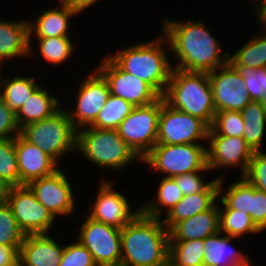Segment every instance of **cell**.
Returning a JSON list of instances; mask_svg holds the SVG:
<instances>
[{"instance_id": "cell-1", "label": "cell", "mask_w": 266, "mask_h": 266, "mask_svg": "<svg viewBox=\"0 0 266 266\" xmlns=\"http://www.w3.org/2000/svg\"><path fill=\"white\" fill-rule=\"evenodd\" d=\"M205 25L202 20L184 23L165 18L162 34L178 61L175 68L209 73L229 62L230 52L221 53L220 40Z\"/></svg>"}, {"instance_id": "cell-2", "label": "cell", "mask_w": 266, "mask_h": 266, "mask_svg": "<svg viewBox=\"0 0 266 266\" xmlns=\"http://www.w3.org/2000/svg\"><path fill=\"white\" fill-rule=\"evenodd\" d=\"M169 261V230L159 218L139 213L121 229L120 266H165Z\"/></svg>"}, {"instance_id": "cell-3", "label": "cell", "mask_w": 266, "mask_h": 266, "mask_svg": "<svg viewBox=\"0 0 266 266\" xmlns=\"http://www.w3.org/2000/svg\"><path fill=\"white\" fill-rule=\"evenodd\" d=\"M160 37L157 40L132 45L119 50L115 55L108 57L123 71L149 84L163 97L172 72V64L167 54L171 53L162 46ZM168 51V53H167Z\"/></svg>"}, {"instance_id": "cell-4", "label": "cell", "mask_w": 266, "mask_h": 266, "mask_svg": "<svg viewBox=\"0 0 266 266\" xmlns=\"http://www.w3.org/2000/svg\"><path fill=\"white\" fill-rule=\"evenodd\" d=\"M163 98L172 108L212 126L216 110L208 73L183 71L173 66Z\"/></svg>"}, {"instance_id": "cell-5", "label": "cell", "mask_w": 266, "mask_h": 266, "mask_svg": "<svg viewBox=\"0 0 266 266\" xmlns=\"http://www.w3.org/2000/svg\"><path fill=\"white\" fill-rule=\"evenodd\" d=\"M76 151L89 162L110 170H120L131 161H142L117 130L84 127L77 130Z\"/></svg>"}, {"instance_id": "cell-6", "label": "cell", "mask_w": 266, "mask_h": 266, "mask_svg": "<svg viewBox=\"0 0 266 266\" xmlns=\"http://www.w3.org/2000/svg\"><path fill=\"white\" fill-rule=\"evenodd\" d=\"M20 134L57 163L63 155L76 150L77 130L64 108L49 118L26 125Z\"/></svg>"}, {"instance_id": "cell-7", "label": "cell", "mask_w": 266, "mask_h": 266, "mask_svg": "<svg viewBox=\"0 0 266 266\" xmlns=\"http://www.w3.org/2000/svg\"><path fill=\"white\" fill-rule=\"evenodd\" d=\"M141 162L164 173L165 177L210 170L207 166V148L199 143L156 144Z\"/></svg>"}, {"instance_id": "cell-8", "label": "cell", "mask_w": 266, "mask_h": 266, "mask_svg": "<svg viewBox=\"0 0 266 266\" xmlns=\"http://www.w3.org/2000/svg\"><path fill=\"white\" fill-rule=\"evenodd\" d=\"M160 111L161 97L151 104L134 106L117 129L119 136L141 160L157 144Z\"/></svg>"}, {"instance_id": "cell-9", "label": "cell", "mask_w": 266, "mask_h": 266, "mask_svg": "<svg viewBox=\"0 0 266 266\" xmlns=\"http://www.w3.org/2000/svg\"><path fill=\"white\" fill-rule=\"evenodd\" d=\"M209 126L201 119L168 105L161 97L157 144H193L208 140Z\"/></svg>"}, {"instance_id": "cell-10", "label": "cell", "mask_w": 266, "mask_h": 266, "mask_svg": "<svg viewBox=\"0 0 266 266\" xmlns=\"http://www.w3.org/2000/svg\"><path fill=\"white\" fill-rule=\"evenodd\" d=\"M79 233L77 241L92 253L97 266H120L121 229L87 217Z\"/></svg>"}, {"instance_id": "cell-11", "label": "cell", "mask_w": 266, "mask_h": 266, "mask_svg": "<svg viewBox=\"0 0 266 266\" xmlns=\"http://www.w3.org/2000/svg\"><path fill=\"white\" fill-rule=\"evenodd\" d=\"M7 204L24 234L49 233L55 218L36 199L28 185L13 186Z\"/></svg>"}, {"instance_id": "cell-12", "label": "cell", "mask_w": 266, "mask_h": 266, "mask_svg": "<svg viewBox=\"0 0 266 266\" xmlns=\"http://www.w3.org/2000/svg\"><path fill=\"white\" fill-rule=\"evenodd\" d=\"M213 103L218 111H241L252 100L242 75L230 62L208 73Z\"/></svg>"}, {"instance_id": "cell-13", "label": "cell", "mask_w": 266, "mask_h": 266, "mask_svg": "<svg viewBox=\"0 0 266 266\" xmlns=\"http://www.w3.org/2000/svg\"><path fill=\"white\" fill-rule=\"evenodd\" d=\"M97 70L108 82L110 94L133 106L148 105L161 97L149 84L121 70L108 56H105Z\"/></svg>"}, {"instance_id": "cell-14", "label": "cell", "mask_w": 266, "mask_h": 266, "mask_svg": "<svg viewBox=\"0 0 266 266\" xmlns=\"http://www.w3.org/2000/svg\"><path fill=\"white\" fill-rule=\"evenodd\" d=\"M79 85L74 111H67L76 130L91 126L110 95L108 82L95 69Z\"/></svg>"}, {"instance_id": "cell-15", "label": "cell", "mask_w": 266, "mask_h": 266, "mask_svg": "<svg viewBox=\"0 0 266 266\" xmlns=\"http://www.w3.org/2000/svg\"><path fill=\"white\" fill-rule=\"evenodd\" d=\"M70 184L66 175L61 169H58L49 176L30 182L28 186L35 194L36 199L56 219L58 215H71L76 210Z\"/></svg>"}, {"instance_id": "cell-16", "label": "cell", "mask_w": 266, "mask_h": 266, "mask_svg": "<svg viewBox=\"0 0 266 266\" xmlns=\"http://www.w3.org/2000/svg\"><path fill=\"white\" fill-rule=\"evenodd\" d=\"M210 140V141H209ZM207 166L213 170L222 167H241L244 176L249 168L253 150L243 137H228L217 134L211 127L208 132Z\"/></svg>"}, {"instance_id": "cell-17", "label": "cell", "mask_w": 266, "mask_h": 266, "mask_svg": "<svg viewBox=\"0 0 266 266\" xmlns=\"http://www.w3.org/2000/svg\"><path fill=\"white\" fill-rule=\"evenodd\" d=\"M111 183V180H102L98 185L97 197L88 217L122 229L141 213V209L131 212L130 203L124 194L114 191Z\"/></svg>"}, {"instance_id": "cell-18", "label": "cell", "mask_w": 266, "mask_h": 266, "mask_svg": "<svg viewBox=\"0 0 266 266\" xmlns=\"http://www.w3.org/2000/svg\"><path fill=\"white\" fill-rule=\"evenodd\" d=\"M19 170V186L56 172L58 163L38 146L27 141L20 133L14 138Z\"/></svg>"}, {"instance_id": "cell-19", "label": "cell", "mask_w": 266, "mask_h": 266, "mask_svg": "<svg viewBox=\"0 0 266 266\" xmlns=\"http://www.w3.org/2000/svg\"><path fill=\"white\" fill-rule=\"evenodd\" d=\"M63 248L49 233L26 234L19 249V266H59Z\"/></svg>"}, {"instance_id": "cell-20", "label": "cell", "mask_w": 266, "mask_h": 266, "mask_svg": "<svg viewBox=\"0 0 266 266\" xmlns=\"http://www.w3.org/2000/svg\"><path fill=\"white\" fill-rule=\"evenodd\" d=\"M223 184V177L220 176L215 178L204 192L183 196L181 201L168 214H165L164 226L170 230L177 222L211 209L219 195L223 193L221 192Z\"/></svg>"}, {"instance_id": "cell-21", "label": "cell", "mask_w": 266, "mask_h": 266, "mask_svg": "<svg viewBox=\"0 0 266 266\" xmlns=\"http://www.w3.org/2000/svg\"><path fill=\"white\" fill-rule=\"evenodd\" d=\"M61 7L42 10L36 21L29 20L30 55L32 54V35L35 38L70 37L69 19L80 14L78 10L61 2ZM59 8V9H58ZM34 33V34H33Z\"/></svg>"}, {"instance_id": "cell-22", "label": "cell", "mask_w": 266, "mask_h": 266, "mask_svg": "<svg viewBox=\"0 0 266 266\" xmlns=\"http://www.w3.org/2000/svg\"><path fill=\"white\" fill-rule=\"evenodd\" d=\"M219 206L177 222L169 230V241L203 240L219 232Z\"/></svg>"}, {"instance_id": "cell-23", "label": "cell", "mask_w": 266, "mask_h": 266, "mask_svg": "<svg viewBox=\"0 0 266 266\" xmlns=\"http://www.w3.org/2000/svg\"><path fill=\"white\" fill-rule=\"evenodd\" d=\"M29 21L0 19V60L30 56ZM6 59V60H5Z\"/></svg>"}, {"instance_id": "cell-24", "label": "cell", "mask_w": 266, "mask_h": 266, "mask_svg": "<svg viewBox=\"0 0 266 266\" xmlns=\"http://www.w3.org/2000/svg\"><path fill=\"white\" fill-rule=\"evenodd\" d=\"M221 235L218 232L203 239V266H243L251 261L243 251H236L230 246L235 237Z\"/></svg>"}, {"instance_id": "cell-25", "label": "cell", "mask_w": 266, "mask_h": 266, "mask_svg": "<svg viewBox=\"0 0 266 266\" xmlns=\"http://www.w3.org/2000/svg\"><path fill=\"white\" fill-rule=\"evenodd\" d=\"M59 100L40 86L16 113V122L21 130L28 124L39 122L59 111Z\"/></svg>"}, {"instance_id": "cell-26", "label": "cell", "mask_w": 266, "mask_h": 266, "mask_svg": "<svg viewBox=\"0 0 266 266\" xmlns=\"http://www.w3.org/2000/svg\"><path fill=\"white\" fill-rule=\"evenodd\" d=\"M35 82L34 77L30 76L3 77L0 84V97L14 113H17L40 87Z\"/></svg>"}, {"instance_id": "cell-27", "label": "cell", "mask_w": 266, "mask_h": 266, "mask_svg": "<svg viewBox=\"0 0 266 266\" xmlns=\"http://www.w3.org/2000/svg\"><path fill=\"white\" fill-rule=\"evenodd\" d=\"M241 114L245 123L243 138L253 151H259L266 130V110L260 101H251Z\"/></svg>"}, {"instance_id": "cell-28", "label": "cell", "mask_w": 266, "mask_h": 266, "mask_svg": "<svg viewBox=\"0 0 266 266\" xmlns=\"http://www.w3.org/2000/svg\"><path fill=\"white\" fill-rule=\"evenodd\" d=\"M266 29L257 33L250 41L244 44L238 51L231 55L229 62L234 67L249 66L252 68L266 67ZM262 33V34H261Z\"/></svg>"}, {"instance_id": "cell-29", "label": "cell", "mask_w": 266, "mask_h": 266, "mask_svg": "<svg viewBox=\"0 0 266 266\" xmlns=\"http://www.w3.org/2000/svg\"><path fill=\"white\" fill-rule=\"evenodd\" d=\"M157 199L145 203L140 209L147 216L161 219L162 208H167L168 214L181 201L183 194L172 177H163L157 190ZM162 207V208H161Z\"/></svg>"}, {"instance_id": "cell-30", "label": "cell", "mask_w": 266, "mask_h": 266, "mask_svg": "<svg viewBox=\"0 0 266 266\" xmlns=\"http://www.w3.org/2000/svg\"><path fill=\"white\" fill-rule=\"evenodd\" d=\"M219 232L235 238L261 230L255 225L250 215L236 209L219 208Z\"/></svg>"}, {"instance_id": "cell-31", "label": "cell", "mask_w": 266, "mask_h": 266, "mask_svg": "<svg viewBox=\"0 0 266 266\" xmlns=\"http://www.w3.org/2000/svg\"><path fill=\"white\" fill-rule=\"evenodd\" d=\"M133 105L120 97L109 95L105 105L90 126L97 129L117 130L120 123L130 114Z\"/></svg>"}, {"instance_id": "cell-32", "label": "cell", "mask_w": 266, "mask_h": 266, "mask_svg": "<svg viewBox=\"0 0 266 266\" xmlns=\"http://www.w3.org/2000/svg\"><path fill=\"white\" fill-rule=\"evenodd\" d=\"M203 240L169 241V261L174 266H203Z\"/></svg>"}, {"instance_id": "cell-33", "label": "cell", "mask_w": 266, "mask_h": 266, "mask_svg": "<svg viewBox=\"0 0 266 266\" xmlns=\"http://www.w3.org/2000/svg\"><path fill=\"white\" fill-rule=\"evenodd\" d=\"M220 203L223 209H236L250 215L251 196H254V186L240 176V180L228 185Z\"/></svg>"}, {"instance_id": "cell-34", "label": "cell", "mask_w": 266, "mask_h": 266, "mask_svg": "<svg viewBox=\"0 0 266 266\" xmlns=\"http://www.w3.org/2000/svg\"><path fill=\"white\" fill-rule=\"evenodd\" d=\"M39 43V53L45 61L52 65L62 64L74 52L70 37L36 38ZM67 59V60H66Z\"/></svg>"}, {"instance_id": "cell-35", "label": "cell", "mask_w": 266, "mask_h": 266, "mask_svg": "<svg viewBox=\"0 0 266 266\" xmlns=\"http://www.w3.org/2000/svg\"><path fill=\"white\" fill-rule=\"evenodd\" d=\"M24 237L10 206L7 202L0 204V245L21 247Z\"/></svg>"}, {"instance_id": "cell-36", "label": "cell", "mask_w": 266, "mask_h": 266, "mask_svg": "<svg viewBox=\"0 0 266 266\" xmlns=\"http://www.w3.org/2000/svg\"><path fill=\"white\" fill-rule=\"evenodd\" d=\"M0 177L12 187L19 186V170L14 138L0 139Z\"/></svg>"}, {"instance_id": "cell-37", "label": "cell", "mask_w": 266, "mask_h": 266, "mask_svg": "<svg viewBox=\"0 0 266 266\" xmlns=\"http://www.w3.org/2000/svg\"><path fill=\"white\" fill-rule=\"evenodd\" d=\"M244 124L241 111H218L211 128L219 135L243 137Z\"/></svg>"}, {"instance_id": "cell-38", "label": "cell", "mask_w": 266, "mask_h": 266, "mask_svg": "<svg viewBox=\"0 0 266 266\" xmlns=\"http://www.w3.org/2000/svg\"><path fill=\"white\" fill-rule=\"evenodd\" d=\"M238 69L252 101H260L266 88V67H235Z\"/></svg>"}, {"instance_id": "cell-39", "label": "cell", "mask_w": 266, "mask_h": 266, "mask_svg": "<svg viewBox=\"0 0 266 266\" xmlns=\"http://www.w3.org/2000/svg\"><path fill=\"white\" fill-rule=\"evenodd\" d=\"M59 266H97L92 253L79 241L64 246Z\"/></svg>"}, {"instance_id": "cell-40", "label": "cell", "mask_w": 266, "mask_h": 266, "mask_svg": "<svg viewBox=\"0 0 266 266\" xmlns=\"http://www.w3.org/2000/svg\"><path fill=\"white\" fill-rule=\"evenodd\" d=\"M258 190L266 192V153L254 151L247 173L243 176Z\"/></svg>"}, {"instance_id": "cell-41", "label": "cell", "mask_w": 266, "mask_h": 266, "mask_svg": "<svg viewBox=\"0 0 266 266\" xmlns=\"http://www.w3.org/2000/svg\"><path fill=\"white\" fill-rule=\"evenodd\" d=\"M200 172L202 171H195L172 177L183 196L204 192L214 182L213 179L212 181L205 183L201 174H199Z\"/></svg>"}, {"instance_id": "cell-42", "label": "cell", "mask_w": 266, "mask_h": 266, "mask_svg": "<svg viewBox=\"0 0 266 266\" xmlns=\"http://www.w3.org/2000/svg\"><path fill=\"white\" fill-rule=\"evenodd\" d=\"M20 133L14 113L0 97V139L15 138Z\"/></svg>"}, {"instance_id": "cell-43", "label": "cell", "mask_w": 266, "mask_h": 266, "mask_svg": "<svg viewBox=\"0 0 266 266\" xmlns=\"http://www.w3.org/2000/svg\"><path fill=\"white\" fill-rule=\"evenodd\" d=\"M250 216L261 231L266 229V192L255 187L254 196H251Z\"/></svg>"}, {"instance_id": "cell-44", "label": "cell", "mask_w": 266, "mask_h": 266, "mask_svg": "<svg viewBox=\"0 0 266 266\" xmlns=\"http://www.w3.org/2000/svg\"><path fill=\"white\" fill-rule=\"evenodd\" d=\"M19 249L0 245V266H19Z\"/></svg>"}, {"instance_id": "cell-45", "label": "cell", "mask_w": 266, "mask_h": 266, "mask_svg": "<svg viewBox=\"0 0 266 266\" xmlns=\"http://www.w3.org/2000/svg\"><path fill=\"white\" fill-rule=\"evenodd\" d=\"M97 1L98 0H61L62 3L68 4L69 6L78 10L80 13H82L83 10L89 8Z\"/></svg>"}, {"instance_id": "cell-46", "label": "cell", "mask_w": 266, "mask_h": 266, "mask_svg": "<svg viewBox=\"0 0 266 266\" xmlns=\"http://www.w3.org/2000/svg\"><path fill=\"white\" fill-rule=\"evenodd\" d=\"M11 187L12 186L9 183L0 177V204L7 202Z\"/></svg>"}, {"instance_id": "cell-47", "label": "cell", "mask_w": 266, "mask_h": 266, "mask_svg": "<svg viewBox=\"0 0 266 266\" xmlns=\"http://www.w3.org/2000/svg\"><path fill=\"white\" fill-rule=\"evenodd\" d=\"M260 8L256 9L257 11V20L259 23L261 22L262 29H266V0H260V4L258 5ZM260 10V11H259Z\"/></svg>"}, {"instance_id": "cell-48", "label": "cell", "mask_w": 266, "mask_h": 266, "mask_svg": "<svg viewBox=\"0 0 266 266\" xmlns=\"http://www.w3.org/2000/svg\"><path fill=\"white\" fill-rule=\"evenodd\" d=\"M261 104L263 105V108L266 110V88L265 90L263 91V96L260 100Z\"/></svg>"}, {"instance_id": "cell-49", "label": "cell", "mask_w": 266, "mask_h": 266, "mask_svg": "<svg viewBox=\"0 0 266 266\" xmlns=\"http://www.w3.org/2000/svg\"><path fill=\"white\" fill-rule=\"evenodd\" d=\"M2 61L0 60V84H1V80H2V74H1V72H2Z\"/></svg>"}, {"instance_id": "cell-50", "label": "cell", "mask_w": 266, "mask_h": 266, "mask_svg": "<svg viewBox=\"0 0 266 266\" xmlns=\"http://www.w3.org/2000/svg\"><path fill=\"white\" fill-rule=\"evenodd\" d=\"M165 266H174L170 261Z\"/></svg>"}, {"instance_id": "cell-51", "label": "cell", "mask_w": 266, "mask_h": 266, "mask_svg": "<svg viewBox=\"0 0 266 266\" xmlns=\"http://www.w3.org/2000/svg\"><path fill=\"white\" fill-rule=\"evenodd\" d=\"M243 266H252V265H251V262L249 261L246 265H243Z\"/></svg>"}]
</instances>
